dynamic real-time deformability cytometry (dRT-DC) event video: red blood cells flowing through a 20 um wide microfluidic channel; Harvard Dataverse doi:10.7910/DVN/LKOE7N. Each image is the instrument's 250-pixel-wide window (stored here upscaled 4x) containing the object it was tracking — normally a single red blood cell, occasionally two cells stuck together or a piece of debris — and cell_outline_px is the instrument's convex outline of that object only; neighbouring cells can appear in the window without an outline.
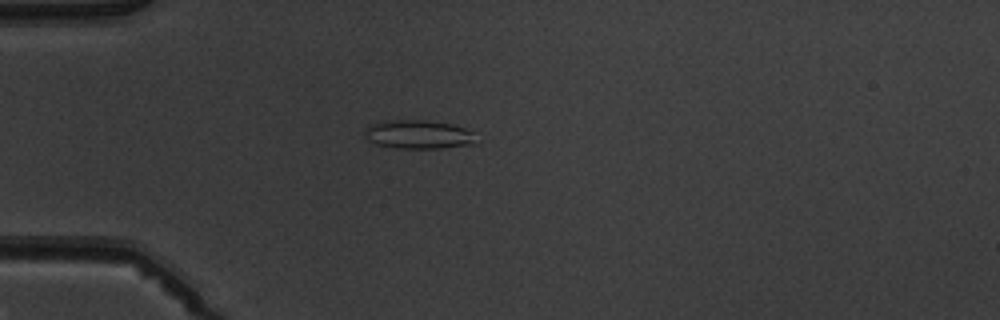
{"species": "common noctule bat (a hibernating species)", "species_latin": "Nyctalus noctula", "temperature_condition": "warm", "stored_images_in_passage": 4, "camera_frame_rate_fps": 3000, "um_per_image_px": 0.085, "animal": {"sex": "male", "body_mass_g": 19.5, "forearm_length_mm": 54.6}, "frame": {"image": 1, "passage_image": 3, "time_ms": 2.333, "image_size_px": [1000, 320], "cell_outline_px": [[476, 144], [440, 148], [396, 148], [376, 144], [368, 140], [364, 136], [364, 132], [372, 124], [388, 120], [424, 120], [452, 124], [464, 128], [472, 132]], "centroid_in_image_um": [35.56, 11.43], "position_along_channel_um": 49.4, "area_um2": 18.5}}